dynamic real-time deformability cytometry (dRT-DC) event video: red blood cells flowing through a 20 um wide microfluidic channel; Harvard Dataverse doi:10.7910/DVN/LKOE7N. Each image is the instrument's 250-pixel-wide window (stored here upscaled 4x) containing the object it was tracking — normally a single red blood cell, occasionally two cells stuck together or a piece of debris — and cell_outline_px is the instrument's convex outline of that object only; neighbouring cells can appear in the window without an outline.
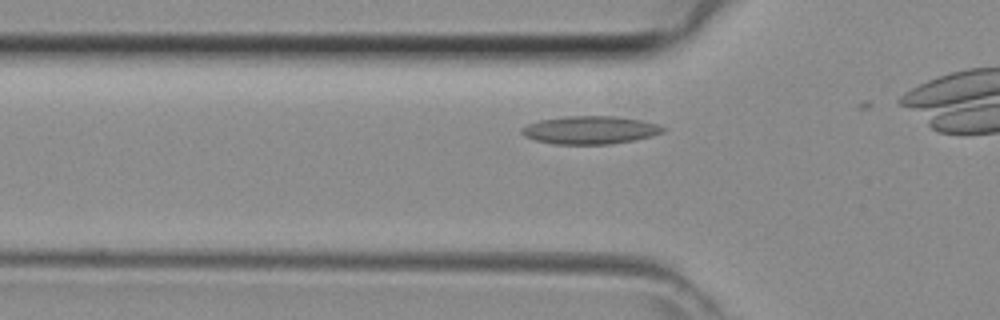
{"species": "common noctule bat (a hibernating species)", "species_latin": "Nyctalus noctula", "temperature_condition": "room temperature", "stored_images_in_passage": 6, "camera_frame_rate_fps": 3000, "um_per_image_px": 0.085, "animal": {"sex": "female", "body_mass_g": 29.2, "forearm_length_mm": 56.3}, "frame": {"image": 1, "passage_image": 5, "time_ms": 1.333, "image_size_px": [1000, 320], "cell_outline_px": [[664, 132], [652, 136], [636, 140], [608, 144], [556, 144], [536, 140], [524, 136], [520, 132], [520, 128], [528, 124], [540, 120], [568, 116], [612, 116], [640, 120], [660, 124], [664, 128]], "centroid_in_image_um": [50.17, 11.05], "position_along_channel_um": 75.6, "area_um2": 23.0}}